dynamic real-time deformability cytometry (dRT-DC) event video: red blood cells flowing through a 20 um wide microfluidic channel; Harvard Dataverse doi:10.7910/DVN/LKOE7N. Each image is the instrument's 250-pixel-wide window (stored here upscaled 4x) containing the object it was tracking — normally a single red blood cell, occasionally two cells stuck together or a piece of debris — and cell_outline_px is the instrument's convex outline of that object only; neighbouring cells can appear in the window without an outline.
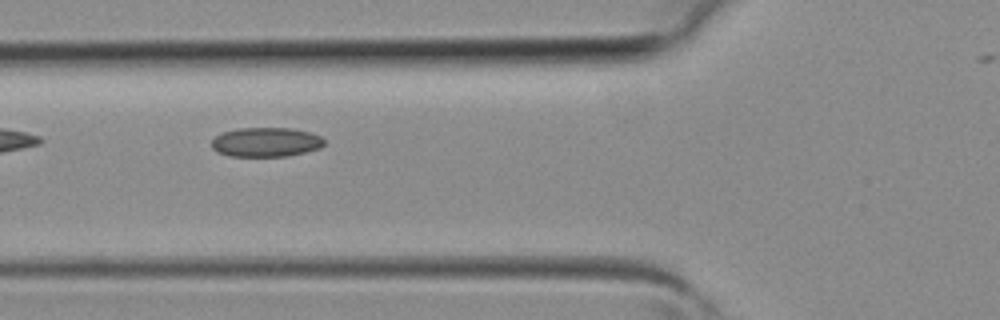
{"species": "common noctule bat (a hibernating species)", "species_latin": "Nyctalus noctula", "temperature_condition": "room temperature", "stored_images_in_passage": 4, "camera_frame_rate_fps": 3000, "um_per_image_px": 0.085, "animal": {"sex": "female", "body_mass_g": 19.3, "forearm_length_mm": 54.1}, "frame": {"image": 1, "passage_image": 3, "time_ms": 0.667, "image_size_px": [1000, 320], "cell_outline_px": [[324, 144], [320, 148], [288, 156], [228, 156], [216, 152], [212, 148], [212, 140], [216, 136], [224, 132], [240, 128], [292, 128], [312, 132], [320, 136], [324, 140]], "centroid_in_image_um": [22.61, 12.08], "position_along_channel_um": 103.2, "area_um2": 19.31}}
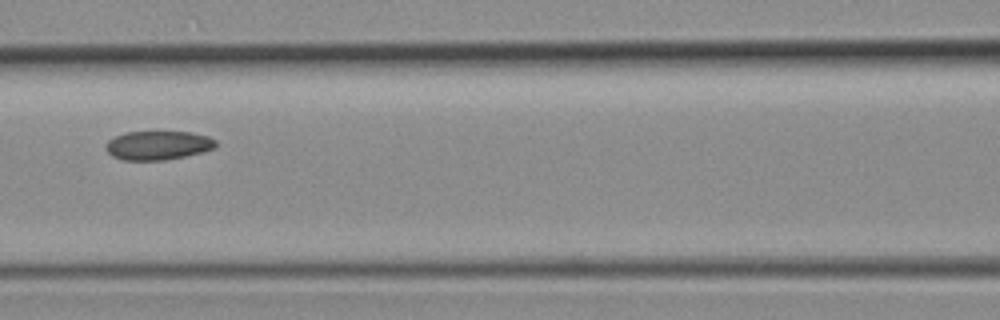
{"frame": {"image": 2, "passage_image": 4, "time_ms": 1.0, "image_size_px": [1000, 320], "cell_outline_px": [[216, 148], [184, 156], [164, 160], [124, 160], [112, 156], [108, 152], [104, 144], [108, 140], [116, 136], [128, 132], [188, 132], [208, 136], [216, 140]], "centroid_in_image_um": [13.42, 12.35], "position_along_channel_um": 153.2, "area_um2": 18.38}}